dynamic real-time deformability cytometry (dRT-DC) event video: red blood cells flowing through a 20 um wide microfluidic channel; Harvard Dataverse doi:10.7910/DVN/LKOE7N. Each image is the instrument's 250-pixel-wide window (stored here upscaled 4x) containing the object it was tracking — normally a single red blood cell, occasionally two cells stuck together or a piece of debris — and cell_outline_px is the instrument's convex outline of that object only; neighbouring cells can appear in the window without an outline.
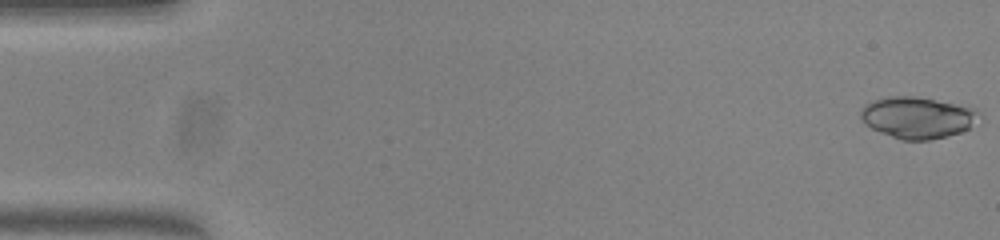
{"species": "common noctule bat (a hibernating species)", "species_latin": "Nyctalus noctula", "temperature_condition": "warm", "stored_images_in_passage": 53, "camera_frame_rate_fps": 3000, "um_per_image_px": 0.085, "animal": {"sex": "female", "body_mass_g": 23.0, "forearm_length_mm": 53.4}, "frame": {"image": 1, "passage_image": 1, "time_ms": 0.0, "image_size_px": [1000, 240], "cell_outline_px": [[984, 116], [968, 128], [960, 132], [948, 136], [928, 140], [900, 140], [880, 132], [872, 128], [860, 116], [860, 112], [864, 104], [888, 96], [912, 96], [976, 108]], "centroid_in_image_um": [78.03, 10.0], "position_along_channel_um": 7.0, "area_um2": 28.5}}
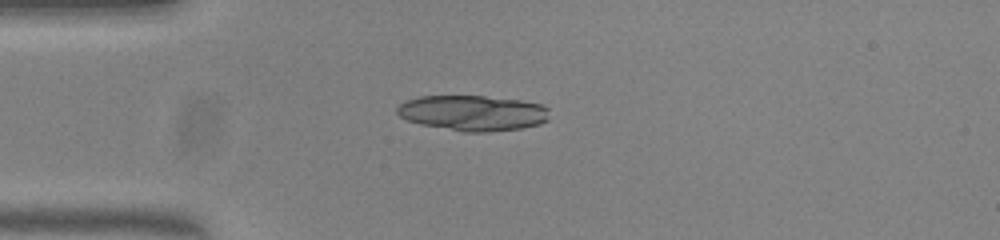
{"frame": {"image": 2, "passage_image": 14, "time_ms": 4.333, "image_size_px": [1000, 240], "cell_outline_px": [[548, 120], [540, 124], [524, 128], [488, 132], [464, 132], [420, 124], [408, 120], [400, 116], [396, 112], [396, 108], [404, 100], [420, 96], [484, 96], [520, 100], [540, 104], [548, 108]], "centroid_in_image_um": [40.18, 9.61], "position_along_channel_um": 44.8, "area_um2": 31.62}}